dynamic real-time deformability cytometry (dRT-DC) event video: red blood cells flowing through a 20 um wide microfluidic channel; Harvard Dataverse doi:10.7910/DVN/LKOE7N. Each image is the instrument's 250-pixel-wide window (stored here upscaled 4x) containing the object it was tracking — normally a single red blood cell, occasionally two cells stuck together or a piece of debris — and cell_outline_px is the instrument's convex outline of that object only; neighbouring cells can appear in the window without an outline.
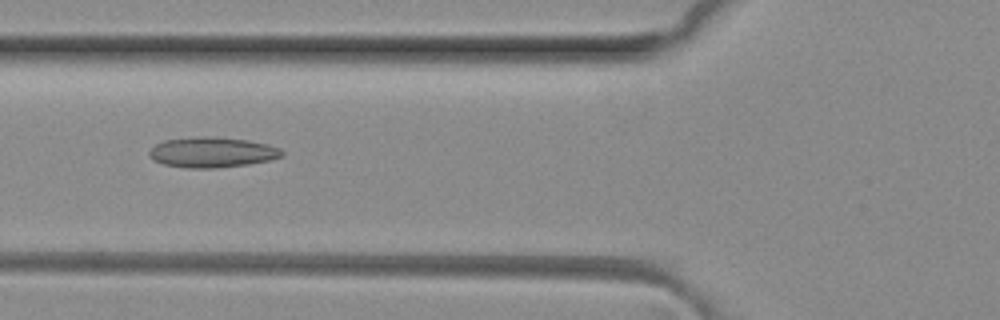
{"species": "common noctule bat (a hibernating species)", "species_latin": "Nyctalus noctula", "temperature_condition": "room temperature", "stored_images_in_passage": 6, "camera_frame_rate_fps": 3000, "um_per_image_px": 0.085, "animal": {"sex": "female", "body_mass_g": 29.2, "forearm_length_mm": 56.3}, "frame": {"image": 1, "passage_image": 5, "time_ms": 1.333, "image_size_px": [1000, 320], "cell_outline_px": [[284, 156], [268, 160], [248, 164], [216, 168], [184, 168], [164, 164], [156, 160], [148, 152], [156, 144], [164, 140], [192, 136], [216, 136], [248, 140], [268, 144], [280, 148], [284, 152]], "centroid_in_image_um": [18.06, 12.93], "position_along_channel_um": 107.7, "area_um2": 23.58}}
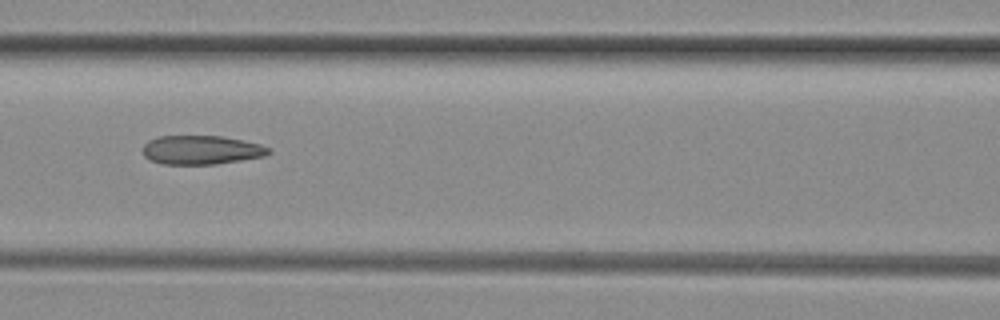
{"frame": {"image": 2, "passage_image": 6, "time_ms": 1.667, "image_size_px": [1000, 320], "cell_outline_px": [[272, 152], [264, 156], [216, 164], [164, 164], [148, 160], [144, 156], [144, 144], [148, 140], [156, 136], [224, 136], [244, 140], [260, 144], [272, 148]], "centroid_in_image_um": [17.12, 12.74], "position_along_channel_um": 149.5, "area_um2": 21.39}}